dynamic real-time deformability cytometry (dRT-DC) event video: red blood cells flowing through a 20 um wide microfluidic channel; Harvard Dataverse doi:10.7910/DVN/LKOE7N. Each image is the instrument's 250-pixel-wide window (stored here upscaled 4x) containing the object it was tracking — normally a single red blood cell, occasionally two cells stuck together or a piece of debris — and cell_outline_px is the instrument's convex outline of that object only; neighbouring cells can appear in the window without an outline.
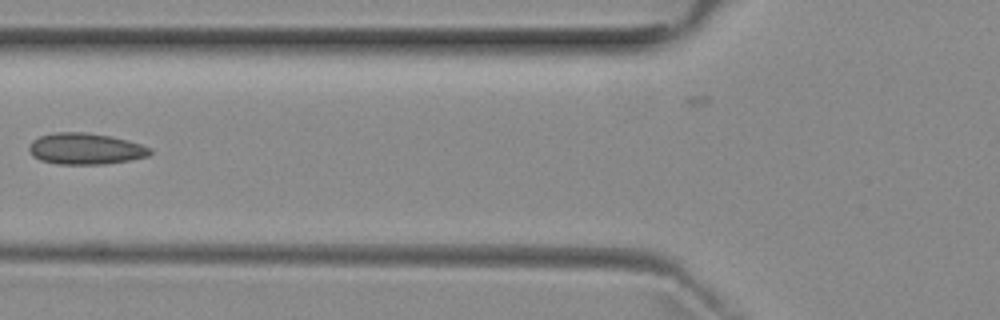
{"species": "common noctule bat (a hibernating species)", "species_latin": "Nyctalus noctula", "temperature_condition": "room temperature", "stored_images_in_passage": 5, "camera_frame_rate_fps": 3000, "um_per_image_px": 0.085, "animal": {"sex": "female", "body_mass_g": 29.2, "forearm_length_mm": 56.3}, "frame": {"image": 1, "passage_image": 3, "time_ms": 3.333, "image_size_px": [1000, 320], "cell_outline_px": [[152, 152], [148, 156], [128, 160], [104, 164], [56, 164], [40, 160], [32, 156], [28, 152], [28, 148], [32, 140], [40, 136], [56, 132], [88, 132], [112, 136], [128, 140], [152, 148]], "centroid_in_image_um": [7.24, 12.64], "position_along_channel_um": 118.6, "area_um2": 22.25}}
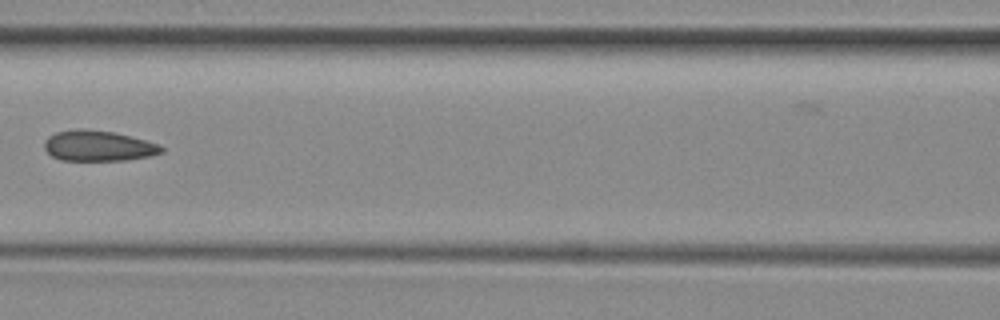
{"frame": {"image": 2, "passage_image": 4, "time_ms": 4.333, "image_size_px": [1000, 320], "cell_outline_px": [[164, 152], [148, 156], [128, 160], [60, 160], [52, 156], [44, 148], [44, 140], [48, 136], [56, 132], [76, 128], [84, 128], [112, 132], [160, 144], [164, 148]], "centroid_in_image_um": [8.33, 12.39], "position_along_channel_um": 158.3, "area_um2": 20.87}}
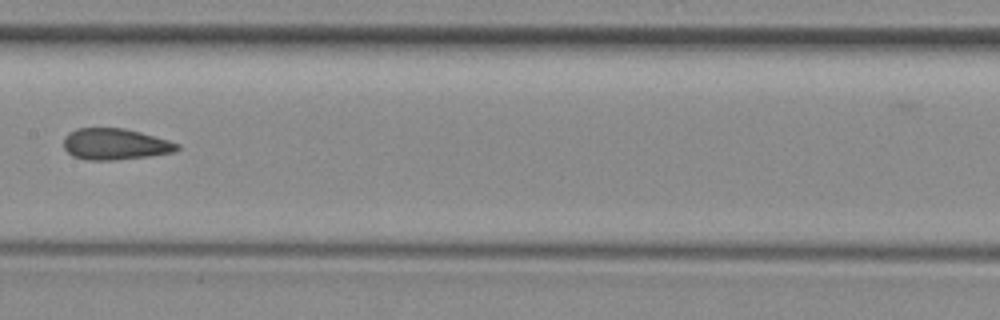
{"frame": {"image": 3, "passage_image": 5, "time_ms": 5.333, "image_size_px": [1000, 320], "cell_outline_px": [[180, 148], [176, 152], [148, 156], [112, 160], [88, 160], [72, 156], [64, 148], [64, 136], [76, 128], [124, 128], [140, 132], [168, 140], [180, 144]], "centroid_in_image_um": [9.79, 12.25], "position_along_channel_um": 197.6, "area_um2": 20.69}}